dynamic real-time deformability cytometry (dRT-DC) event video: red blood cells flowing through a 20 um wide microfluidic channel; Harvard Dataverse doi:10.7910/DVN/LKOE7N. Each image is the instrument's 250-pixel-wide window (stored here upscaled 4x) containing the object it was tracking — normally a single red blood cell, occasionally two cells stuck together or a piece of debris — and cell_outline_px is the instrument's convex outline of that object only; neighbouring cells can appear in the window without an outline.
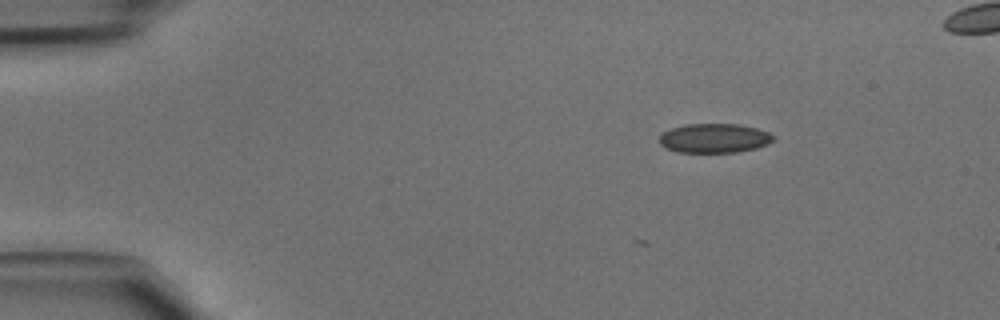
{"species": "common noctule bat (a hibernating species)", "species_latin": "Nyctalus noctula", "temperature_condition": "cold", "stored_images_in_passage": 2, "camera_frame_rate_fps": 3000, "um_per_image_px": 0.085, "animal": {"sex": "male", "body_mass_g": 15.6}, "frame": {"image": 1, "passage_image": 2, "time_ms": 0.333, "image_size_px": [1000, 320], "cell_outline_px": [[776, 140], [768, 144], [756, 148], [736, 152], [676, 152], [664, 148], [660, 144], [660, 136], [664, 132], [672, 128], [684, 124], [740, 124], [756, 128], [768, 132], [776, 136]], "centroid_in_image_um": [60.74, 11.75], "position_along_channel_um": 24.3, "area_um2": 19.59}}